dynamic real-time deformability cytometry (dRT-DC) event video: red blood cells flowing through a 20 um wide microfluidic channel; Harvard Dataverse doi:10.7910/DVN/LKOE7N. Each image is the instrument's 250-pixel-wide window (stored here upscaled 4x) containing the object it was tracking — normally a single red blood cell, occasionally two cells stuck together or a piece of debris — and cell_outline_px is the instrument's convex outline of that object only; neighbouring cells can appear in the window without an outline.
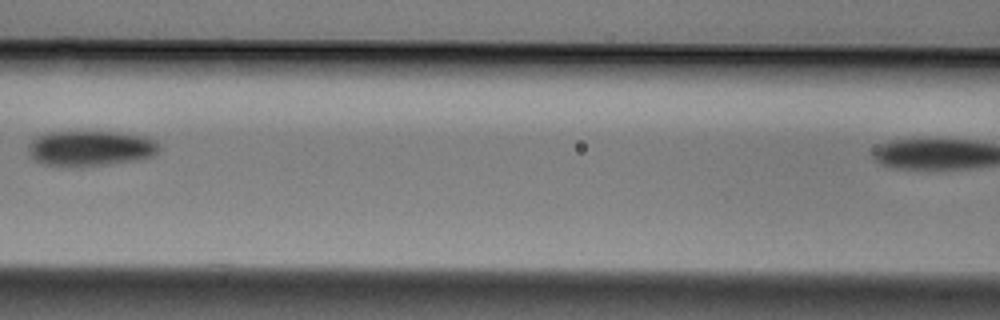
{"species": "Egyptian fruit bat (a non-hibernating species)", "species_latin": "Rousettus aegyptiacus", "temperature_condition": "cold", "stored_images_in_passage": 6, "segment_of_instrument_passage": [1, 2], "camera_frame_rate_fps": 3000, "um_per_image_px": 0.085, "animal": {"sex": "male"}, "frame": {"image": 1, "passage_image": 5, "time_ms": 1.333, "image_size_px": [1000, 320], "cell_outline_px": [[160, 148], [152, 156], [136, 160], [108, 164], [44, 164], [28, 156], [28, 144], [36, 136], [48, 132], [116, 132], [148, 136], [156, 140], [160, 144]], "centroid_in_image_um": [7.72, 12.56], "position_along_channel_um": 158.9, "area_um2": 26.53}}